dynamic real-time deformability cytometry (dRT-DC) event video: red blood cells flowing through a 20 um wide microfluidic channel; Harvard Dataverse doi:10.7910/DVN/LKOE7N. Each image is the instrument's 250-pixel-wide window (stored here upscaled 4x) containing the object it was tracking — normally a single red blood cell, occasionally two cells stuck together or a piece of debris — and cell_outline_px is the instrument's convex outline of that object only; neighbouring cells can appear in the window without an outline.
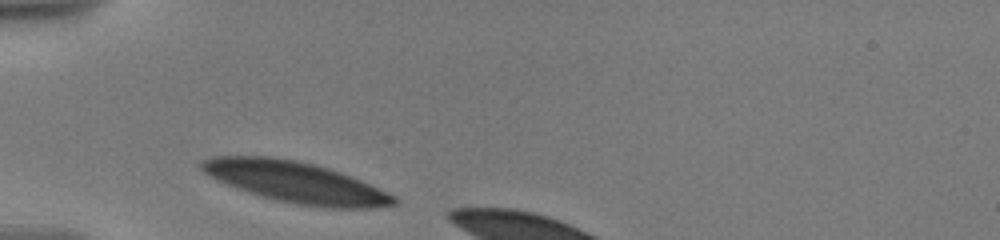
{"species": "human", "species_latin": "Homo sapiens", "temperature_condition": "warm", "stored_images_in_passage": 7, "camera_frame_rate_fps": 3000, "um_per_image_px": 0.085, "donor": {"sex": "male"}, "frame": {"image": 1, "passage_image": 1, "time_ms": 0.0, "image_size_px": [1000, 240], "cell_outline_px": [[400, 200], [396, 204], [380, 208], [328, 208], [296, 204], [276, 200], [248, 192], [236, 188], [216, 180], [208, 176], [200, 168], [200, 160], [212, 156], [272, 156], [296, 160], [328, 168], [352, 176], [388, 192], [396, 196]], "centroid_in_image_um": [25.15, 15.49], "position_along_channel_um": 59.9, "area_um2": 46.3}}